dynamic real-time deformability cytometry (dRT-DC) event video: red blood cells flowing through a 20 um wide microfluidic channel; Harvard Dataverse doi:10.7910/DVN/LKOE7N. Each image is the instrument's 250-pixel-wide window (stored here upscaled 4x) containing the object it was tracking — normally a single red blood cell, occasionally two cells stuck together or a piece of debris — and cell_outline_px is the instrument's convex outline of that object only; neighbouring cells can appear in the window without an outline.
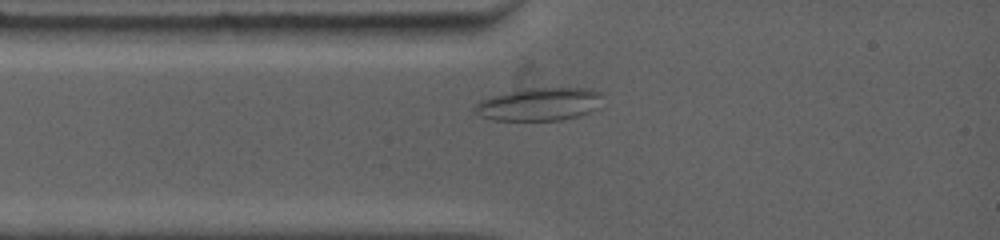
{"species": "common noctule bat (a hibernating species)", "species_latin": "Nyctalus noctula", "temperature_condition": "warm", "stored_images_in_passage": 21, "camera_frame_rate_fps": 4500, "um_per_image_px": 0.085, "animal": {"sex": "female", "body_mass_g": 19.0, "forearm_length_mm": 53.3}, "frame": {"image": 1, "passage_image": 2, "time_ms": 0.222, "image_size_px": [1000, 240], "cell_outline_px": [[600, 108], [576, 116], [560, 120], [492, 120], [480, 116], [472, 108], [480, 100], [492, 96], [524, 88], [588, 88], [600, 92]], "centroid_in_image_um": [45.82, 8.85], "position_along_channel_um": 39.2, "area_um2": 24.45}}
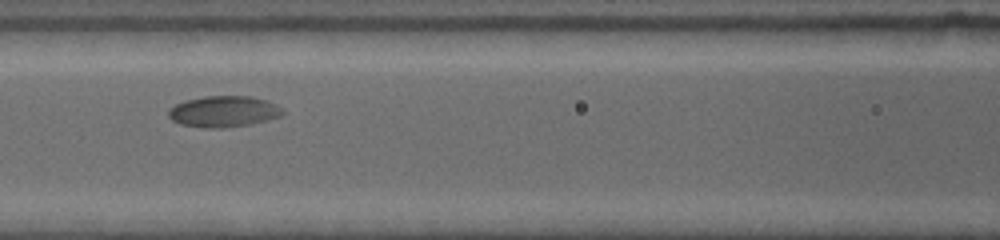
{"frame": {"image": 2, "passage_image": 10, "time_ms": 3.333, "image_size_px": [1000, 240], "cell_outline_px": [[284, 112], [280, 116], [252, 124], [224, 128], [204, 128], [180, 124], [172, 120], [168, 116], [168, 112], [176, 104], [188, 100], [204, 96], [252, 96], [268, 100], [284, 108]], "centroid_in_image_um": [19.05, 9.48], "position_along_channel_um": 147.5, "area_um2": 20.81}}
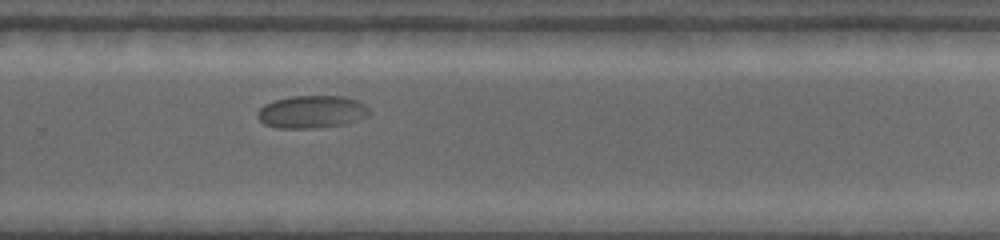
{"frame": {"image": 3, "passage_image": 21, "time_ms": 7.778, "image_size_px": [1000, 240], "cell_outline_px": [[372, 112], [368, 116], [344, 124], [316, 128], [280, 128], [264, 124], [256, 116], [256, 112], [264, 104], [276, 100], [292, 96], [344, 96], [360, 100]], "centroid_in_image_um": [26.52, 9.5], "position_along_channel_um": 303.3, "area_um2": 21.39}}